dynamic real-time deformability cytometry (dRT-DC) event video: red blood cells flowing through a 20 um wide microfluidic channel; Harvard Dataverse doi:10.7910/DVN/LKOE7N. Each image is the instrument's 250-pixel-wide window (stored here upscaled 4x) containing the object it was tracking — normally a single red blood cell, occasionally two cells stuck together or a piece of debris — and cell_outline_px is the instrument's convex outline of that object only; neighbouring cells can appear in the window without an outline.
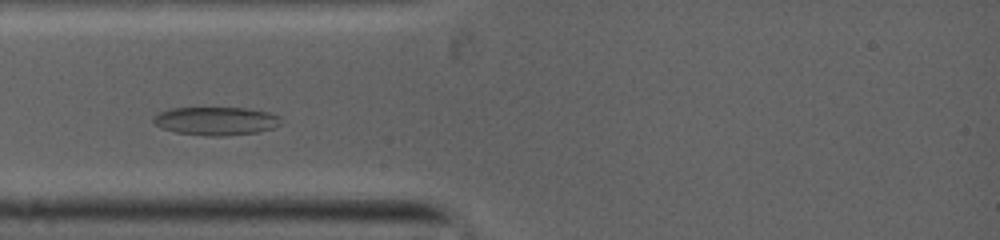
{"species": "common noctule bat (a hibernating species)", "species_latin": "Nyctalus noctula", "temperature_condition": "warm", "stored_images_in_passage": 22, "camera_frame_rate_fps": 5000, "um_per_image_px": 0.085, "animal": {"sex": "female", "body_mass_g": 19.0, "forearm_length_mm": 53.3}, "frame": {"image": 1, "passage_image": 7, "time_ms": 2.8, "image_size_px": [1000, 240], "cell_outline_px": [[280, 124], [272, 128], [256, 132], [224, 136], [204, 136], [176, 132], [160, 128], [152, 120], [152, 116], [160, 112], [172, 108], [248, 108], [268, 112], [280, 116]], "centroid_in_image_um": [18.33, 10.28], "position_along_channel_um": 66.7, "area_um2": 21.04}}
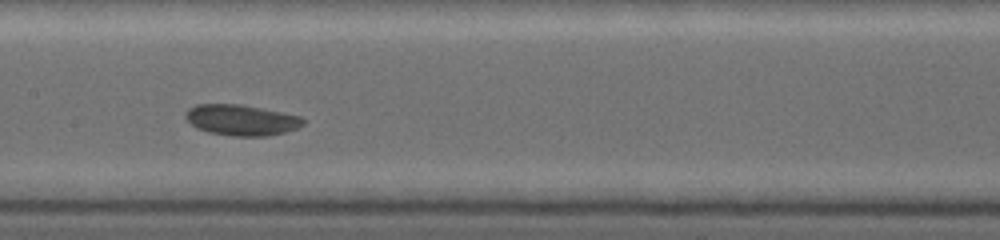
{"frame": {"image": 2, "passage_image": 13, "time_ms": 5.6, "image_size_px": [1000, 240], "cell_outline_px": [[304, 124], [296, 128], [284, 132], [268, 136], [232, 136], [208, 132], [196, 128], [184, 116], [184, 112], [188, 108], [196, 104], [240, 104], [300, 116], [304, 120]], "centroid_in_image_um": [20.47, 10.2], "position_along_channel_um": 186.9, "area_um2": 21.04}}
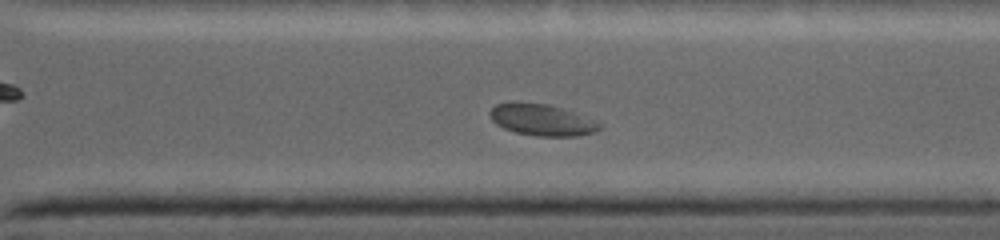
{"frame": {"image": 3, "passage_image": 20, "time_ms": 8.8, "image_size_px": [1000, 240], "cell_outline_px": [[604, 124], [596, 132], [576, 136], [536, 136], [516, 132], [504, 128], [496, 124], [488, 116], [488, 112], [496, 104], [512, 100], [548, 104], [564, 108], [600, 120]], "centroid_in_image_um": [46.09, 10.16], "position_along_channel_um": 324.5, "area_um2": 20.92}}